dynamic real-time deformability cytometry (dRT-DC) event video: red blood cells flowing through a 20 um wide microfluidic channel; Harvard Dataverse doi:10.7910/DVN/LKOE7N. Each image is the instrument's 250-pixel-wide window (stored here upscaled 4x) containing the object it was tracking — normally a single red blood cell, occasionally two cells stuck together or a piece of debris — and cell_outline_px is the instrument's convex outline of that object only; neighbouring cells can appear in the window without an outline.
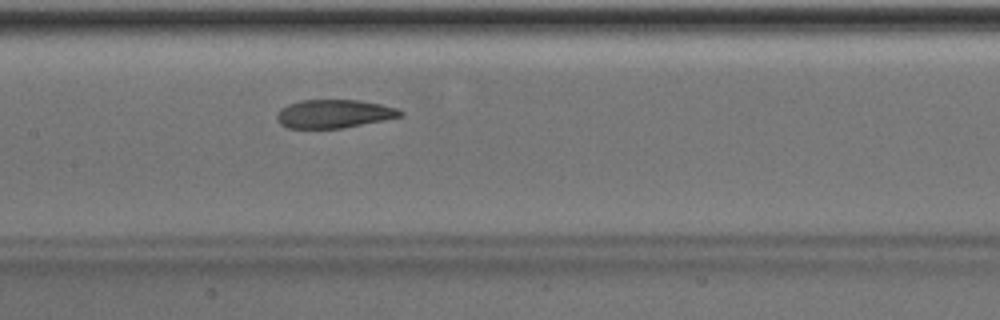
{"species": "Egyptian fruit bat (a non-hibernating species)", "species_latin": "Rousettus aegyptiacus", "temperature_condition": "room temperature", "stored_images_in_passage": 46, "camera_frame_rate_fps": 3000, "um_per_image_px": 0.085, "animal": {"sex": "male"}, "frame": {"image": 1, "passage_image": 20, "time_ms": 6.333, "image_size_px": [1000, 320], "cell_outline_px": [[404, 116], [340, 128], [288, 128], [280, 124], [276, 120], [276, 116], [280, 108], [288, 104], [304, 100], [360, 100], [380, 104], [396, 108], [404, 112]], "centroid_in_image_um": [28.37, 9.67], "position_along_channel_um": 179.0, "area_um2": 20.35}, "authors_computed_cell_mechanics": {"area_um2": 21.7039, "velocity_mm_per_s": 4.0105, "shape_relaxation_time_tau1_ms": 5.5267, "shape_relaxation_time_tau2_ms": 2.0051, "deformation_change_tau1": 0.1622, "deformation_change_tau2": 0.0723}}